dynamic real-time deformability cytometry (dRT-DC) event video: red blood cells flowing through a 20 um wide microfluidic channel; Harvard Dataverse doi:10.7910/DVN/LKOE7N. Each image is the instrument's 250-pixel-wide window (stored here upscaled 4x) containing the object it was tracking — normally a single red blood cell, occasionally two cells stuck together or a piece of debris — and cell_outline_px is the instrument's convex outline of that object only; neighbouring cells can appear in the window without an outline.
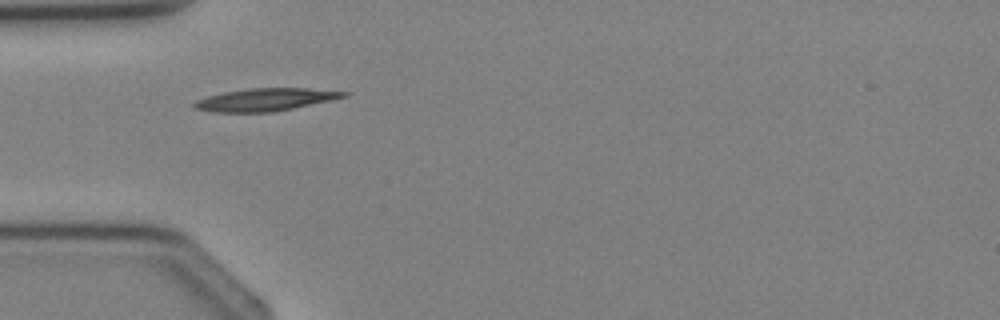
{"species": "Egyptian fruit bat (a non-hibernating species)", "species_latin": "Rousettus aegyptiacus", "temperature_condition": "cold", "stored_images_in_passage": 3, "camera_frame_rate_fps": 3000, "um_per_image_px": 0.085, "animal": {"sex": "female"}, "frame": {"image": 1, "passage_image": 2, "time_ms": 1.333, "image_size_px": [1000, 320], "cell_outline_px": [[352, 92], [348, 96], [332, 100], [272, 112], [212, 112], [196, 108], [192, 104], [196, 100], [208, 96], [224, 92], [248, 88], [308, 88]], "centroid_in_image_um": [22.6, 8.46], "position_along_channel_um": 62.4, "area_um2": 19.65}}
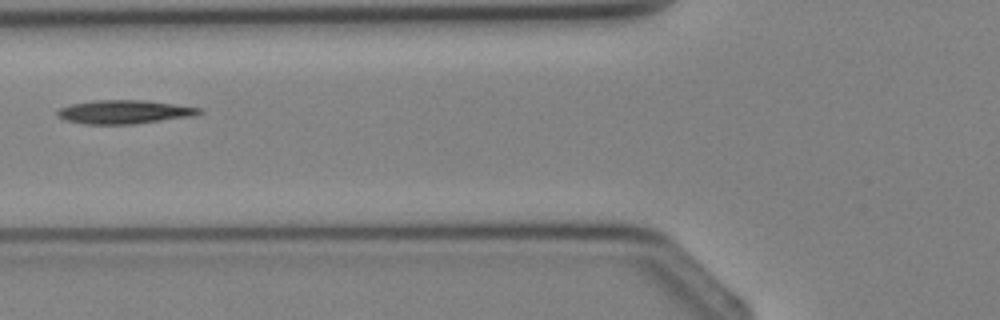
{"frame": {"image": 2, "passage_image": 3, "time_ms": 2.333, "image_size_px": [1000, 320], "cell_outline_px": [[204, 112], [192, 116], [136, 124], [84, 124], [64, 120], [56, 116], [56, 112], [60, 108], [72, 104], [96, 100], [144, 100], [200, 108]], "centroid_in_image_um": [10.53, 9.52], "position_along_channel_um": 115.3, "area_um2": 19.48}}